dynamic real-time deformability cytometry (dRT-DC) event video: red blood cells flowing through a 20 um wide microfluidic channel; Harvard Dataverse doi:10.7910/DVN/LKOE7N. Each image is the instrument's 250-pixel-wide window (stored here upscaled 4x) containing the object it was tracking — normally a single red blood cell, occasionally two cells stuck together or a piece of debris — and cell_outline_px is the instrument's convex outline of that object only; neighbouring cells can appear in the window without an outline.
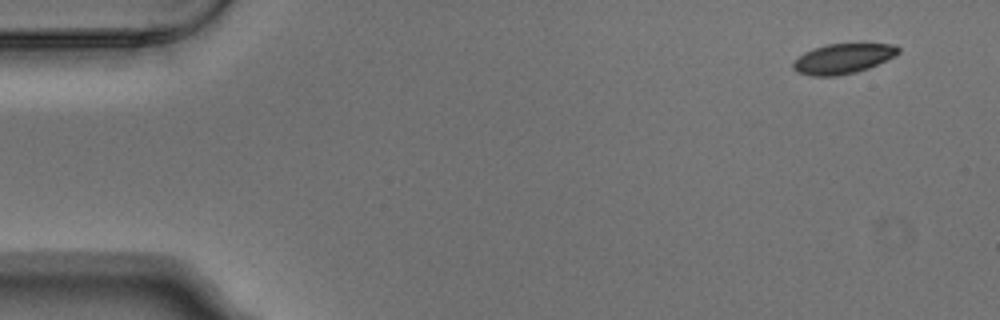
{"species": "Egyptian fruit bat (a non-hibernating species)", "species_latin": "Rousettus aegyptiacus", "temperature_condition": "warm", "stored_images_in_passage": 5, "camera_frame_rate_fps": 3000, "um_per_image_px": 0.085, "animal": {"sex": "male"}, "frame": {"image": 1, "passage_image": 1, "time_ms": 0.0, "image_size_px": [1000, 320], "cell_outline_px": [[900, 52], [868, 68], [856, 72], [836, 76], [808, 76], [796, 72], [792, 68], [792, 64], [804, 52], [812, 48], [828, 44], [896, 44], [900, 48]], "centroid_in_image_um": [71.6, 4.99], "position_along_channel_um": 13.4, "area_um2": 18.26}}
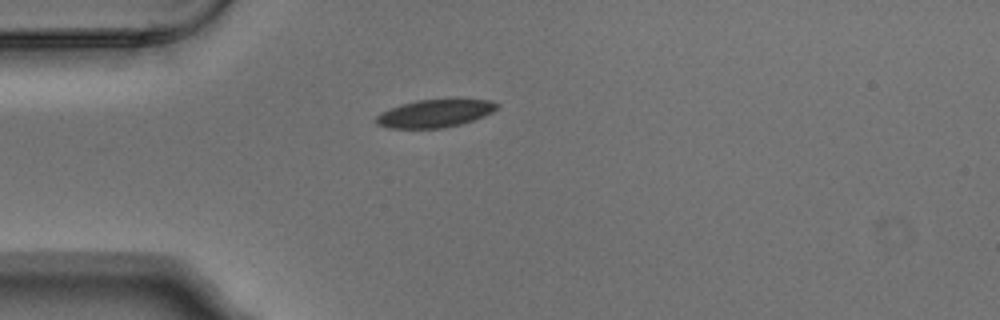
{"frame": {"image": 2, "passage_image": 4, "time_ms": 1.0, "image_size_px": [1000, 320], "cell_outline_px": [[500, 104], [492, 112], [484, 116], [460, 124], [444, 128], [388, 128], [376, 124], [376, 116], [380, 112], [388, 108], [400, 104], [416, 100], [452, 96], [456, 96], [492, 100]], "centroid_in_image_um": [37.01, 9.57], "position_along_channel_um": 48.0, "area_um2": 20.63}}